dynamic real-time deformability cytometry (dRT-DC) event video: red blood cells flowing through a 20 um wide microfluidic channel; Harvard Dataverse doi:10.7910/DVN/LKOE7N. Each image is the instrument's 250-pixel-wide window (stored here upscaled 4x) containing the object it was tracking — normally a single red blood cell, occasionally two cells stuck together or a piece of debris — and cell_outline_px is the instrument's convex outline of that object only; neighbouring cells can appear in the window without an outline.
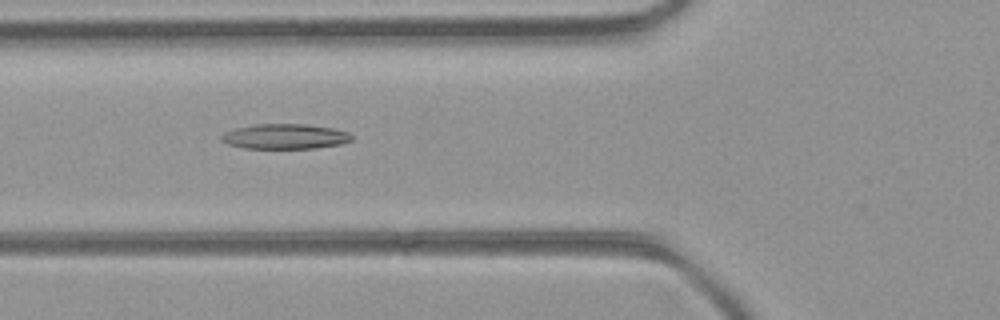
{"species": "common noctule bat (a hibernating species)", "species_latin": "Nyctalus noctula", "temperature_condition": "room temperature", "stored_images_in_passage": 5, "camera_frame_rate_fps": 3000, "um_per_image_px": 0.085, "animal": {"sex": "female", "body_mass_g": 21.9}, "frame": {"image": 1, "passage_image": 5, "time_ms": 1.333, "image_size_px": [1000, 320], "cell_outline_px": [[352, 140], [340, 144], [316, 148], [244, 148], [228, 144], [220, 140], [220, 136], [224, 132], [236, 128], [256, 124], [304, 124], [332, 128], [348, 132], [352, 136]], "centroid_in_image_um": [24.2, 11.6], "position_along_channel_um": 101.6, "area_um2": 18.96}}